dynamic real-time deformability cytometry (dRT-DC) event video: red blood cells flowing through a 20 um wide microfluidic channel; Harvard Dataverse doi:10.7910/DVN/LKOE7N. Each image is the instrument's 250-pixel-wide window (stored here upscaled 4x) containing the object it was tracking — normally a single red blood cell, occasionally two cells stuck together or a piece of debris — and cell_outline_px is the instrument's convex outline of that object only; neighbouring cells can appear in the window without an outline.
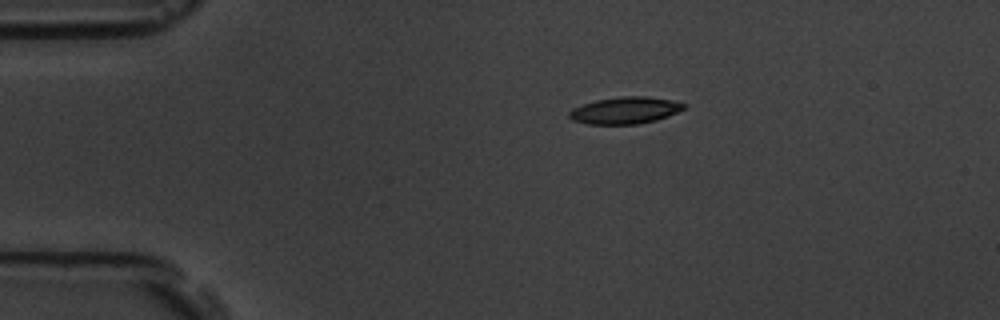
{"species": "common noctule bat (a hibernating species)", "species_latin": "Nyctalus noctula", "temperature_condition": "room temperature", "stored_images_in_passage": 5, "camera_frame_rate_fps": 3000, "um_per_image_px": 0.085, "animal": {"sex": "male", "body_mass_g": 19.5, "forearm_length_mm": 54.6}, "frame": {"image": 1, "passage_image": 1, "time_ms": 0.0, "image_size_px": [1000, 320], "cell_outline_px": [[688, 104], [684, 108], [668, 116], [656, 120], [636, 124], [588, 124], [572, 120], [568, 116], [568, 112], [572, 108], [596, 100], [620, 96], [648, 96], [672, 100]], "centroid_in_image_um": [53.12, 9.37], "position_along_channel_um": 31.9, "area_um2": 17.98}}
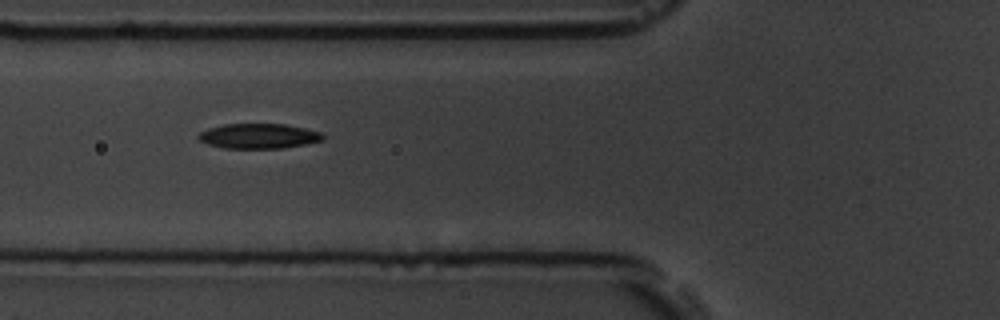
{"frame": {"image": 2, "passage_image": 4, "time_ms": 3.333, "image_size_px": [1000, 320], "cell_outline_px": [[324, 140], [304, 144], [280, 148], [224, 148], [208, 144], [200, 140], [196, 136], [200, 132], [208, 128], [224, 124], [284, 124], [304, 128], [320, 132], [324, 136]], "centroid_in_image_um": [21.96, 11.56], "position_along_channel_um": 103.8, "area_um2": 17.98}}
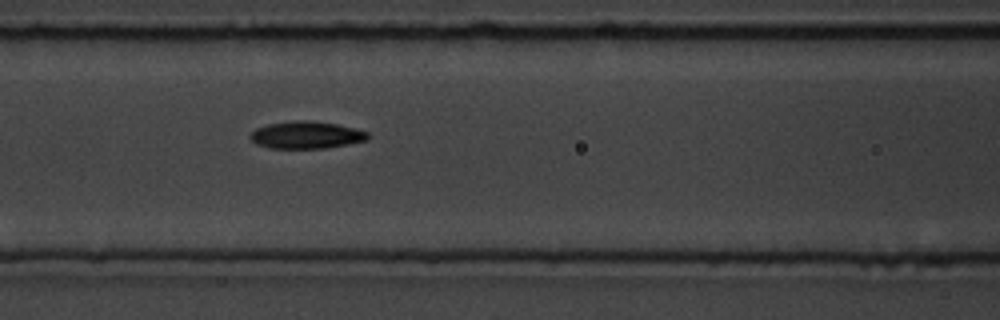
{"frame": {"image": 3, "passage_image": 5, "time_ms": 4.333, "image_size_px": [1000, 320], "cell_outline_px": [[368, 140], [348, 144], [324, 148], [268, 148], [256, 144], [248, 136], [256, 128], [268, 124], [296, 120], [308, 120], [336, 124], [356, 128], [368, 132]], "centroid_in_image_um": [26.03, 11.47], "position_along_channel_um": 140.6, "area_um2": 18.67}}